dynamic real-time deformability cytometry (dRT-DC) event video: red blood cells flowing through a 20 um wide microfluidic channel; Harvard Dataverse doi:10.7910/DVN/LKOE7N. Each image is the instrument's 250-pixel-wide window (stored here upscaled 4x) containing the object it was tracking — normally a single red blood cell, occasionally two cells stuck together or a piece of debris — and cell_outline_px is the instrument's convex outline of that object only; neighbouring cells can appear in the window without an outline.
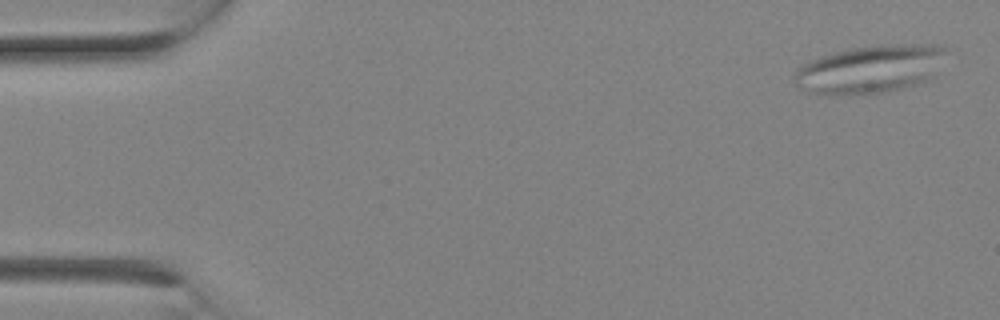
{"species": "Egyptian fruit bat (a non-hibernating species)", "species_latin": "Rousettus aegyptiacus", "temperature_condition": "room temperature", "stored_images_in_passage": 2, "camera_frame_rate_fps": 3000, "um_per_image_px": 0.085, "animal": {"sex": "female"}, "frame": {"image": 1, "passage_image": 1, "time_ms": 0.0, "image_size_px": [1000, 320], "cell_outline_px": [[944, 52], [932, 80], [884, 92], [840, 96], [828, 96], [812, 92], [796, 84], [792, 76], [796, 68], [808, 60], [820, 56], [852, 48], [892, 44], [940, 44], [944, 48]], "centroid_in_image_um": [73.92, 5.89], "position_along_channel_um": 11.1, "area_um2": 42.54}}